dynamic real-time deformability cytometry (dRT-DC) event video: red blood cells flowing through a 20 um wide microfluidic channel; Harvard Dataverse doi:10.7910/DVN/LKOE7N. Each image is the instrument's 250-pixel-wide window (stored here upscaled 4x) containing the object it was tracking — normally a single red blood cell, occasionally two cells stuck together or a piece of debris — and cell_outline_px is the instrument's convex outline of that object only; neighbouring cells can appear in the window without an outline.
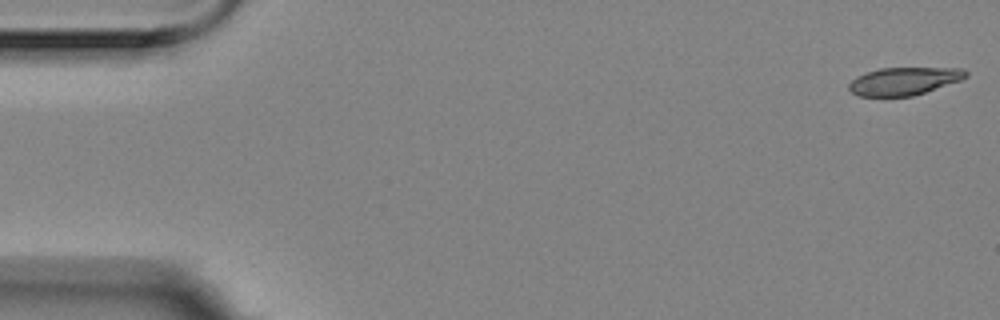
{"species": "Egyptian fruit bat (a non-hibernating species)", "species_latin": "Rousettus aegyptiacus", "temperature_condition": "room temperature", "stored_images_in_passage": 17, "camera_frame_rate_fps": 3000, "um_per_image_px": 0.085, "animal": {"sex": "female"}, "frame": {"image": 1, "passage_image": 1, "time_ms": 0.0, "image_size_px": [1000, 320], "cell_outline_px": [[968, 76], [960, 80], [912, 96], [860, 96], [852, 92], [848, 88], [848, 84], [856, 76], [880, 68], [964, 68], [968, 72]], "centroid_in_image_um": [76.84, 6.89], "position_along_channel_um": 8.2, "area_um2": 18.73}}
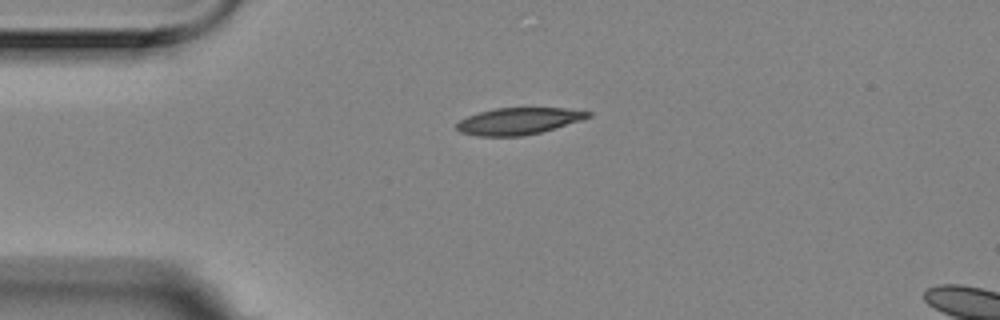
{"frame": {"image": 2, "passage_image": 13, "time_ms": 4.0, "image_size_px": [1000, 320], "cell_outline_px": [[592, 116], [580, 120], [540, 132], [524, 136], [476, 136], [460, 132], [456, 128], [456, 124], [460, 120], [468, 116], [480, 112], [496, 108], [564, 108], [592, 112]], "centroid_in_image_um": [44.05, 10.29], "position_along_channel_um": 41.0, "area_um2": 20.29}}